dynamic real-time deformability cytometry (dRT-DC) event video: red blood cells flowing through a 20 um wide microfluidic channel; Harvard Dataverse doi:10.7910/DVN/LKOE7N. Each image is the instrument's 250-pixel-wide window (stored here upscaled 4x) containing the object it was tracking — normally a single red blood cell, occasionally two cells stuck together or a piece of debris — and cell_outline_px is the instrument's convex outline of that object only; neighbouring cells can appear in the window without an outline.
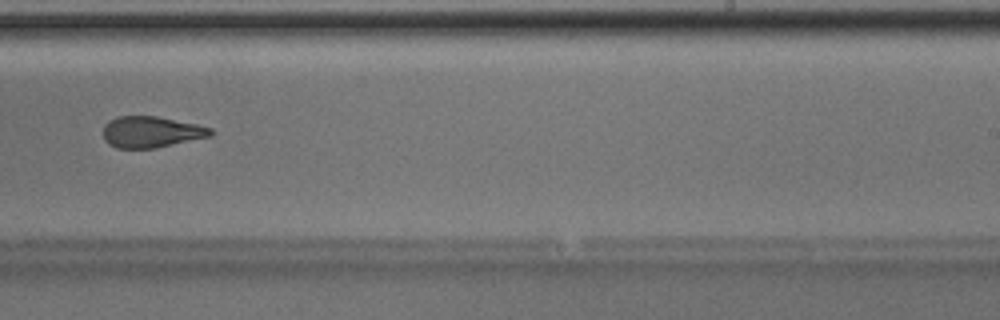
{"species": "Egyptian fruit bat (a non-hibernating species)", "species_latin": "Rousettus aegyptiacus", "temperature_condition": "room temperature", "stored_images_in_passage": 44, "camera_frame_rate_fps": 3000, "um_per_image_px": 0.085, "animal": {"sex": "male"}, "frame": {"image": 1, "passage_image": 26, "time_ms": 8.333, "image_size_px": [1000, 320], "cell_outline_px": [[212, 136], [156, 148], [116, 148], [108, 144], [104, 140], [104, 124], [120, 116], [156, 116], [196, 124], [212, 128]], "centroid_in_image_um": [12.86, 11.23], "position_along_channel_um": 276.1, "area_um2": 19.48}, "authors_computed_cell_mechanics": {"area_um2": 20.6057, "velocity_mm_per_s": 4.0557, "shape_relaxation_time_tau1_ms": 6.7915, "shape_relaxation_time_tau2_ms": 2.6662, "deformation_change_tau1": 0.1785, "deformation_change_tau2": 0.1155}}